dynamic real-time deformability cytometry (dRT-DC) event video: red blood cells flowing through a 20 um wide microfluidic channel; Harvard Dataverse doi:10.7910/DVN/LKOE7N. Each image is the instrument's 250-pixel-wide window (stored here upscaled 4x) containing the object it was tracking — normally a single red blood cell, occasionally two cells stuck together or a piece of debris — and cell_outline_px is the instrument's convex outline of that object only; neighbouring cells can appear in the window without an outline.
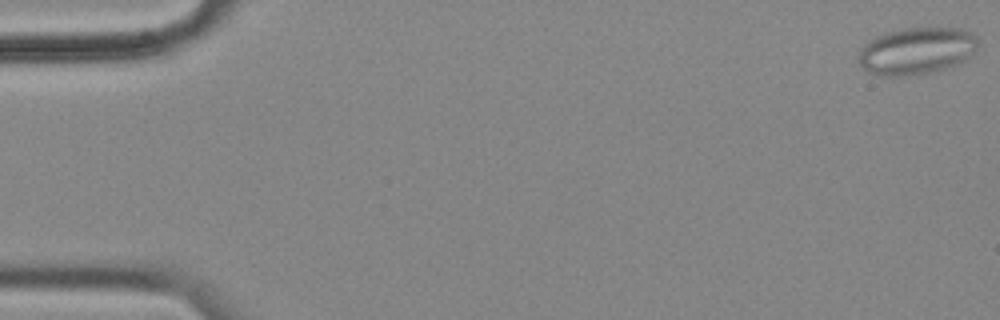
{"species": "common noctule bat (a hibernating species)", "species_latin": "Nyctalus noctula", "temperature_condition": "cold", "stored_images_in_passage": 57, "camera_frame_rate_fps": 3000, "um_per_image_px": 0.085, "animal": {"sex": "female", "body_mass_g": 18.4}, "frame": {"image": 1, "passage_image": 1, "time_ms": 0.0, "image_size_px": [1000, 320], "cell_outline_px": [[976, 48], [964, 60], [940, 68], [924, 72], [896, 76], [888, 76], [868, 72], [860, 64], [860, 48], [864, 44], [876, 36], [888, 32], [904, 28], [964, 28], [972, 32], [976, 36]], "centroid_in_image_um": [77.88, 4.28], "position_along_channel_um": 7.1, "area_um2": 31.79}}
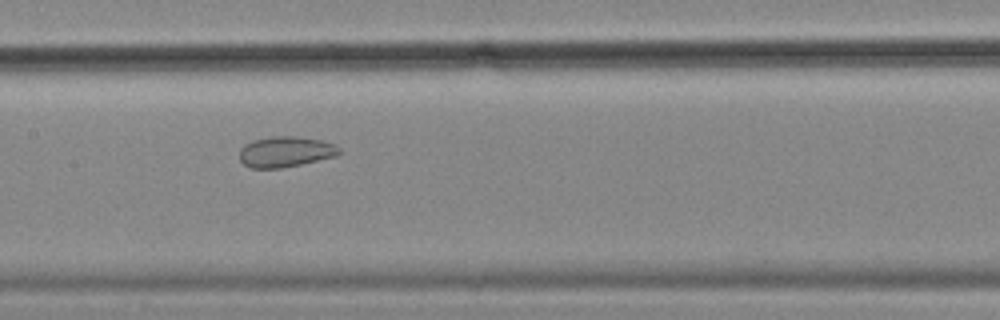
{"frame": {"image": 2, "passage_image": 28, "time_ms": 9.0, "image_size_px": [1000, 320], "cell_outline_px": [[340, 152], [336, 156], [300, 164], [280, 168], [252, 168], [244, 164], [240, 160], [240, 148], [244, 144], [252, 140], [272, 136], [296, 136], [320, 140], [332, 144], [340, 148]], "centroid_in_image_um": [24.23, 12.89], "position_along_channel_um": 183.2, "area_um2": 17.69}}
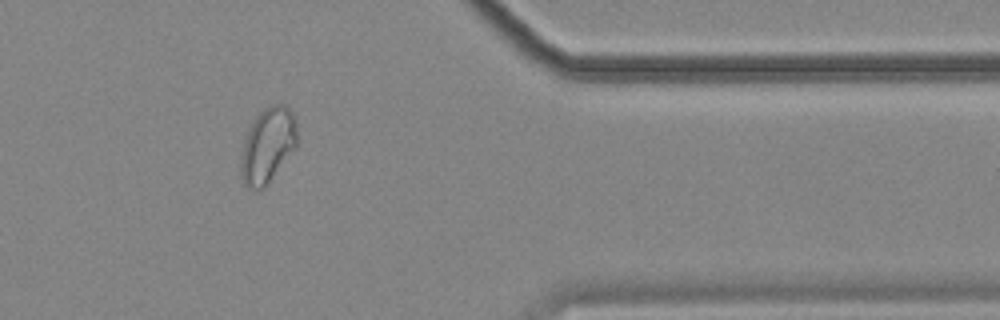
{"frame": {"image": 3, "passage_image": 47, "time_ms": 15.333, "image_size_px": [1000, 320], "cell_outline_px": [[296, 148], [268, 184], [264, 188], [252, 188], [244, 184], [240, 168], [240, 164], [244, 140], [248, 128], [256, 116], [264, 108], [272, 104], [284, 104], [292, 112], [296, 120]], "centroid_in_image_um": [22.76, 12.34], "position_along_channel_um": 388.6, "area_um2": 24.57}, "authors_computed_cell_mechanics": {"area_um2": 24.565, "velocity_mm_per_s": 3.5472, "shape_relaxation_time_tau1_ms": null, "shape_relaxation_time_tau2_ms": 1.8048, "deformation_change_tau1": null, "deformation_change_tau2": 0.0626}}